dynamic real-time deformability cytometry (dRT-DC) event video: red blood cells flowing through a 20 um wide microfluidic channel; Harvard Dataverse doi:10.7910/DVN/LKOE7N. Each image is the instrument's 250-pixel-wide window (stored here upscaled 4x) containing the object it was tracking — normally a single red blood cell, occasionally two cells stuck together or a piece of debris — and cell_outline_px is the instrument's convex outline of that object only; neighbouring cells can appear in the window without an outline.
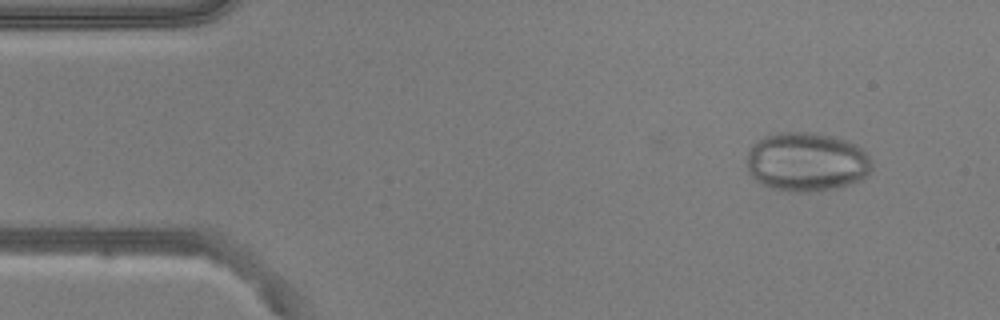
{"species": "common noctule bat (a hibernating species)", "species_latin": "Nyctalus noctula", "temperature_condition": "warm", "stored_images_in_passage": 4, "camera_frame_rate_fps": 3000, "um_per_image_px": 0.085, "animal": {"sex": "male", "body_mass_g": 20.5, "forearm_length_mm": 52.5}, "frame": {"image": 1, "passage_image": 4, "time_ms": 1.0, "image_size_px": [1000, 320], "cell_outline_px": [[872, 168], [860, 180], [848, 184], [832, 188], [808, 192], [788, 192], [768, 188], [752, 180], [748, 176], [748, 148], [756, 140], [764, 136], [780, 132], [816, 132], [836, 136], [856, 144], [868, 156], [872, 164]], "centroid_in_image_um": [68.49, 13.75], "position_along_channel_um": 16.5, "area_um2": 43.58}}